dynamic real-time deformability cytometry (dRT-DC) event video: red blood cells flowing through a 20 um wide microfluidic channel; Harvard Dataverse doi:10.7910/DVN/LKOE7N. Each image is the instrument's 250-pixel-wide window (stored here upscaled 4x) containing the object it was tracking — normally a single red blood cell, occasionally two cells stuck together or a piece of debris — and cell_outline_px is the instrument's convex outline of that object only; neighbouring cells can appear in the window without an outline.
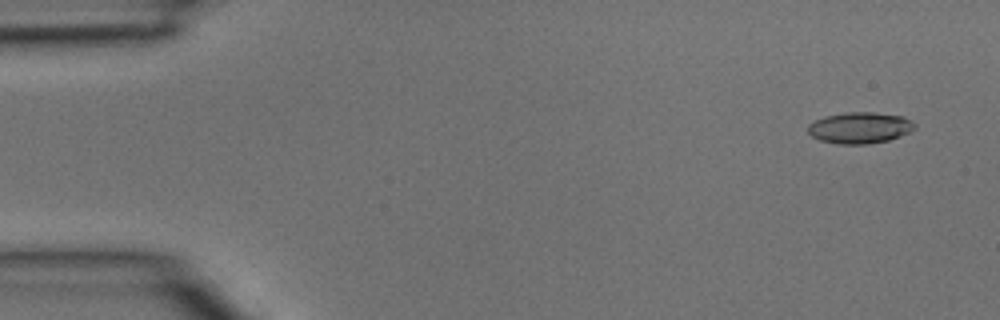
{"species": "common noctule bat (a hibernating species)", "species_latin": "Nyctalus noctula", "temperature_condition": "room temperature", "stored_images_in_passage": 40, "camera_frame_rate_fps": 3000, "um_per_image_px": 0.085, "animal": {"sex": "male", "body_mass_g": 15.6}, "frame": {"image": 1, "passage_image": 3, "time_ms": 0.667, "image_size_px": [1000, 320], "cell_outline_px": [[916, 128], [900, 136], [888, 140], [868, 144], [840, 144], [820, 140], [812, 136], [808, 132], [808, 124], [824, 116], [844, 112], [872, 112], [904, 116], [912, 120], [916, 124]], "centroid_in_image_um": [73.1, 10.85], "position_along_channel_um": 11.9, "area_um2": 19.54}}
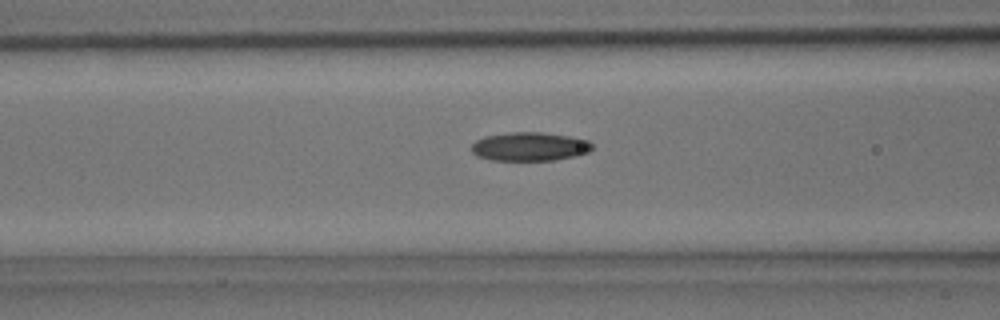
{"frame": {"image": 2, "passage_image": 16, "time_ms": 5.0, "image_size_px": [1000, 320], "cell_outline_px": [[592, 148], [588, 152], [576, 156], [556, 160], [492, 160], [476, 156], [472, 152], [472, 144], [476, 140], [484, 136], [512, 132], [540, 132], [568, 136], [588, 140], [592, 144]], "centroid_in_image_um": [45.01, 12.46], "position_along_channel_um": 121.6, "area_um2": 20.17}}
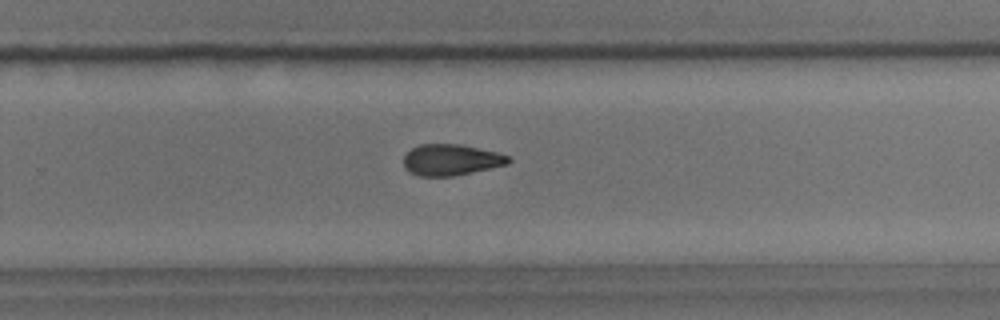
{"frame": {"image": 3, "passage_image": 26, "time_ms": 8.333, "image_size_px": [1000, 320], "cell_outline_px": [[512, 160], [508, 164], [472, 172], [452, 176], [420, 176], [408, 172], [404, 168], [404, 156], [412, 148], [420, 144], [460, 144], [496, 152], [508, 156]], "centroid_in_image_um": [38.31, 13.59], "position_along_channel_um": 291.5, "area_um2": 18.96}}